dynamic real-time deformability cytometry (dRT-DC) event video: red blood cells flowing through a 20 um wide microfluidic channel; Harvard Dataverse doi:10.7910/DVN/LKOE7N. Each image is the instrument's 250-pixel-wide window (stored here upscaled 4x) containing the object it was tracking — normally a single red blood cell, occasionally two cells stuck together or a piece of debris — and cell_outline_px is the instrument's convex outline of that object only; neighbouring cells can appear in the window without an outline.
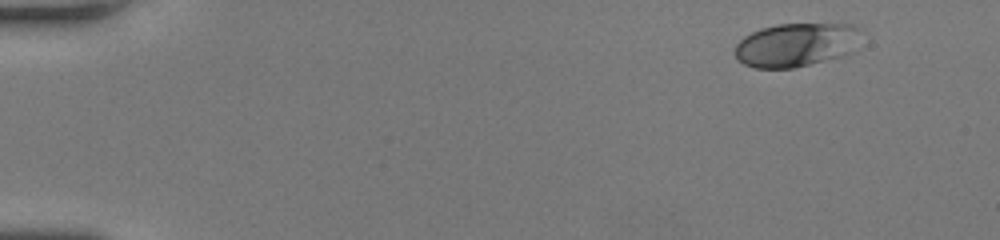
{"species": "human", "species_latin": "Homo sapiens", "temperature_condition": "room temperature", "stored_images_in_passage": 46, "camera_frame_rate_fps": 3000, "um_per_image_px": 0.085, "donor": {"sex": "female"}, "frame": {"image": 1, "passage_image": 1, "time_ms": 0.0, "image_size_px": [1000, 240], "cell_outline_px": [[860, 48], [852, 52], [840, 56], [792, 68], [756, 68], [744, 64], [736, 60], [736, 44], [744, 36], [760, 28], [776, 24], [852, 24], [860, 28]], "centroid_in_image_um": [67.71, 3.8], "position_along_channel_um": 17.3, "area_um2": 32.37}}
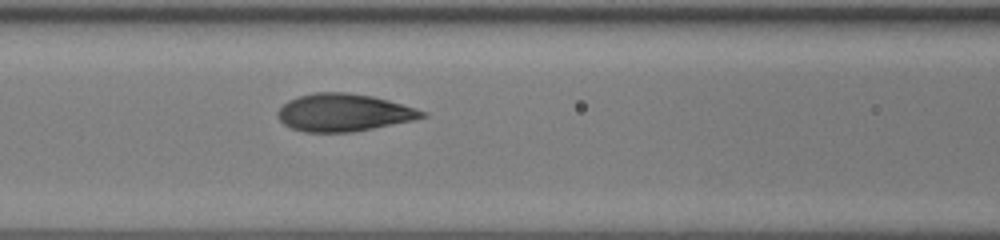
{"frame": {"image": 2, "passage_image": 19, "time_ms": 6.0, "image_size_px": [1000, 240], "cell_outline_px": [[428, 116], [412, 120], [352, 132], [304, 132], [292, 128], [284, 124], [276, 116], [276, 112], [288, 100], [312, 92], [344, 92], [372, 96], [388, 100], [416, 108], [428, 112]], "centroid_in_image_um": [29.2, 9.56], "position_along_channel_um": 137.4, "area_um2": 31.5}}
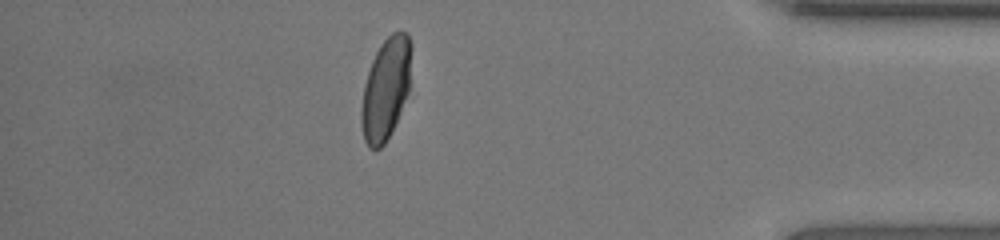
{"frame": {"image": 3, "passage_image": 40, "time_ms": 13.0, "image_size_px": [1000, 240], "cell_outline_px": [[412, 48], [408, 92], [400, 112], [384, 144], [380, 148], [368, 148], [364, 140], [360, 124], [360, 112], [364, 84], [372, 60], [380, 44], [392, 32], [408, 32], [412, 44]], "centroid_in_image_um": [32.78, 7.52], "position_along_channel_um": 402.4, "area_um2": 29.65}, "authors_computed_cell_mechanics": {"area_um2": 30.8941, "velocity_mm_per_s": 4.2784, "shape_relaxation_time_tau1_ms": 4.4852, "shape_relaxation_time_tau2_ms": null, "deformation_change_tau1": 0.2137, "deformation_change_tau2": null}}